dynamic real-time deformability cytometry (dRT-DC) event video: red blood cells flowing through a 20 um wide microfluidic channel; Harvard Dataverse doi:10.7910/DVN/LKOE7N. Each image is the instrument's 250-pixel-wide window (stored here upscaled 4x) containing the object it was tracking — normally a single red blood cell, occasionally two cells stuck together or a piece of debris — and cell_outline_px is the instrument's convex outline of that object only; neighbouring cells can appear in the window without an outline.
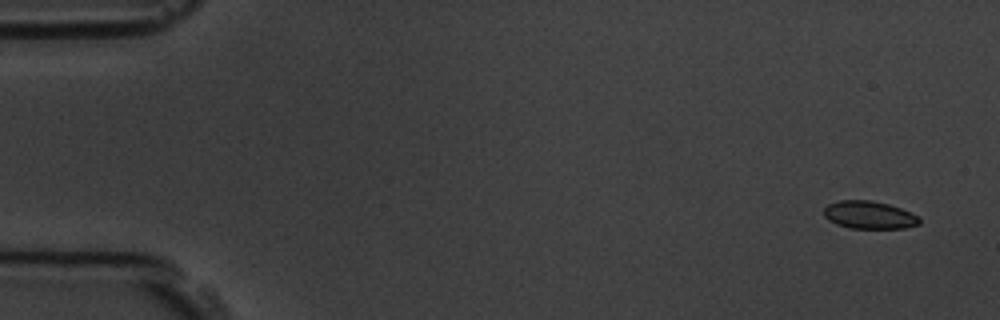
{"species": "common noctule bat (a hibernating species)", "species_latin": "Nyctalus noctula", "temperature_condition": "room temperature", "stored_images_in_passage": 6, "camera_frame_rate_fps": 3000, "um_per_image_px": 0.085, "animal": {"sex": "male", "body_mass_g": 19.5, "forearm_length_mm": 54.6}, "frame": {"image": 1, "passage_image": 1, "time_ms": 0.0, "image_size_px": [1000, 320], "cell_outline_px": [[920, 224], [904, 228], [848, 228], [836, 224], [828, 220], [824, 216], [824, 208], [828, 204], [840, 200], [872, 200], [888, 204], [900, 208], [920, 216]], "centroid_in_image_um": [73.88, 18.27], "position_along_channel_um": 11.1, "area_um2": 15.55}}
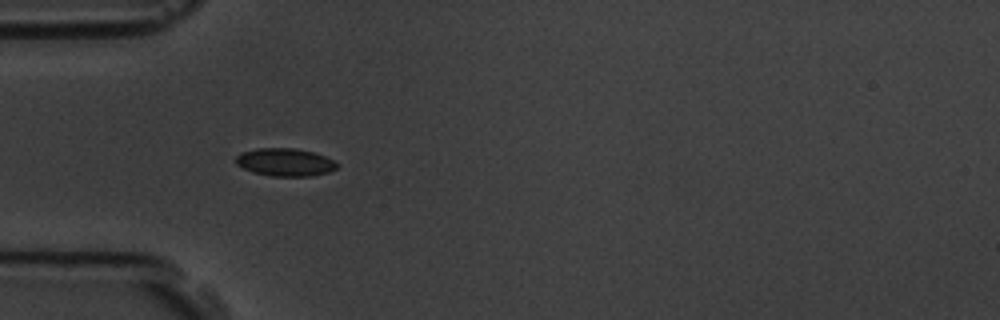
{"frame": {"image": 2, "passage_image": 5, "time_ms": 4.667, "image_size_px": [1000, 320], "cell_outline_px": [[340, 164], [336, 168], [328, 172], [312, 176], [272, 176], [252, 172], [236, 164], [236, 156], [240, 152], [256, 148], [296, 148], [312, 152], [324, 156]], "centroid_in_image_um": [24.21, 13.78], "position_along_channel_um": 60.8, "area_um2": 16.42}}
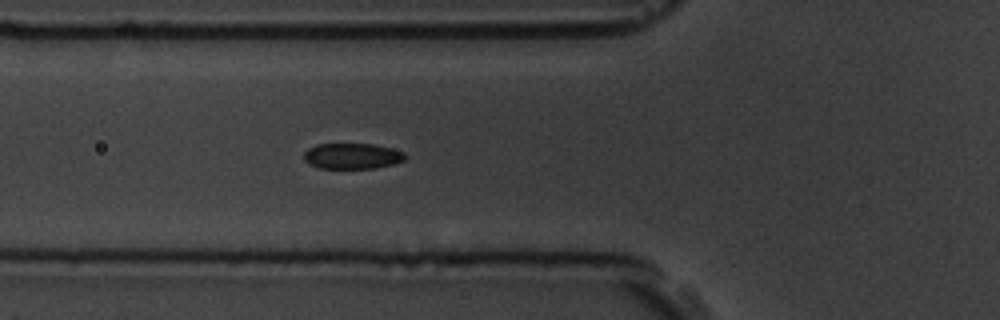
{"frame": {"image": 3, "passage_image": 6, "time_ms": 5.667, "image_size_px": [1000, 320], "cell_outline_px": [[408, 156], [404, 160], [392, 164], [376, 168], [320, 168], [308, 164], [304, 160], [304, 152], [308, 148], [316, 144], [376, 144], [404, 152]], "centroid_in_image_um": [29.93, 13.26], "position_along_channel_um": 95.9, "area_um2": 15.26}}